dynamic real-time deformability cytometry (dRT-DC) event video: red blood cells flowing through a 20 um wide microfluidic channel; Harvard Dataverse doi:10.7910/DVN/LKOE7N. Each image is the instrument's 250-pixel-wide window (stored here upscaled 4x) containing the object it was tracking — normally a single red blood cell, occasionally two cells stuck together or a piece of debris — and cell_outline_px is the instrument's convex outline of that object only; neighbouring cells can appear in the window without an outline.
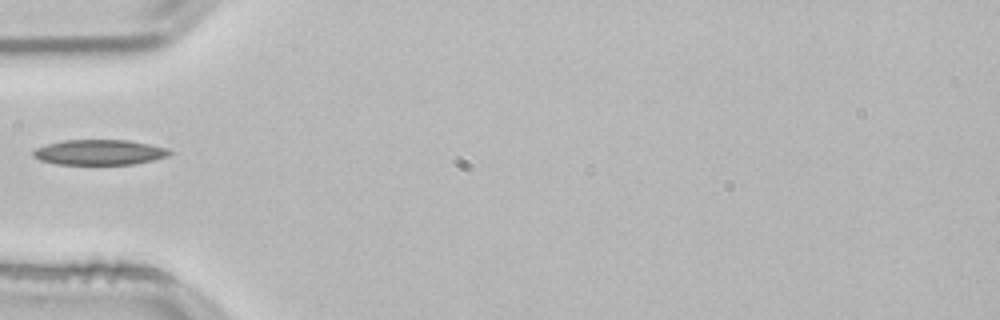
{"species": "common noctule bat (a hibernating species)", "species_latin": "Nyctalus noctula", "temperature_condition": "room temperature", "stored_images_in_passage": 37, "camera_frame_rate_fps": 3000, "um_per_image_px": 0.085, "animal": {"sex": "male", "body_mass_g": 21.5, "forearm_length_mm": 52.0}, "frame": {"image": 1, "passage_image": 1, "time_ms": 0.0, "image_size_px": [1000, 320], "cell_outline_px": [[172, 152], [168, 156], [136, 164], [56, 164], [40, 160], [32, 156], [32, 152], [36, 148], [48, 144], [64, 140], [128, 140], [168, 148]], "centroid_in_image_um": [8.45, 12.94], "position_along_channel_um": 76.6, "area_um2": 20.0}}
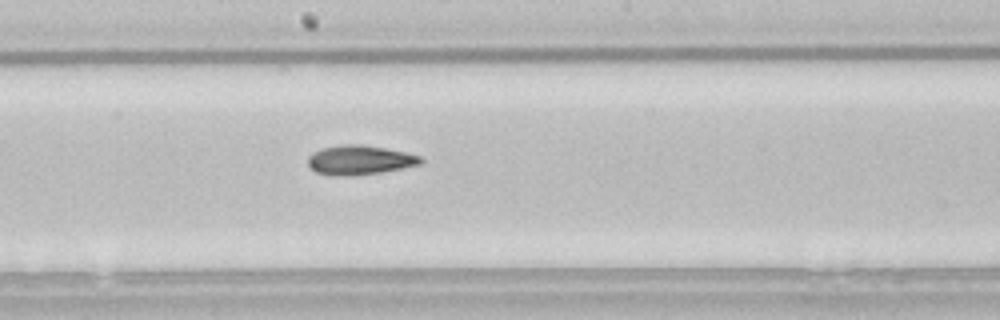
{"frame": {"image": 2, "passage_image": 12, "time_ms": 3.667, "image_size_px": [1000, 320], "cell_outline_px": [[424, 164], [380, 172], [352, 176], [332, 176], [316, 172], [308, 164], [308, 156], [312, 152], [324, 148], [344, 144], [360, 144], [384, 148], [404, 152], [420, 156], [424, 160]], "centroid_in_image_um": [30.58, 13.61], "position_along_channel_um": 217.6, "area_um2": 19.31}}
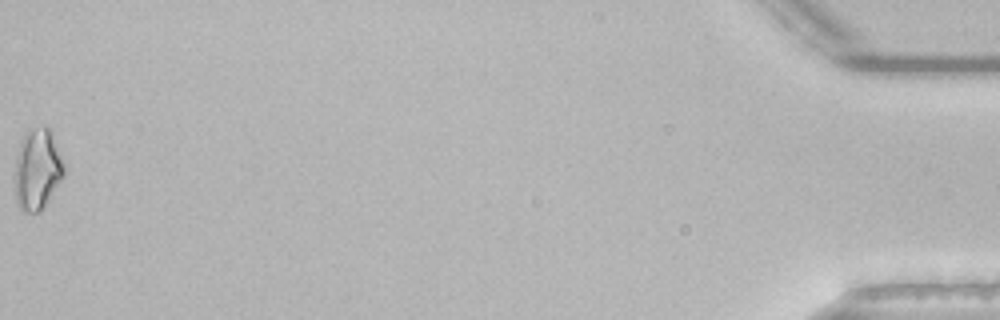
{"frame": {"image": 3, "passage_image": 37, "time_ms": 12.0, "image_size_px": [1000, 320], "cell_outline_px": [[64, 176], [40, 212], [24, 212], [16, 204], [16, 152], [20, 140], [24, 132], [28, 128], [44, 124], [52, 132], [64, 164]], "centroid_in_image_um": [3.17, 14.33], "position_along_channel_um": 432.0, "area_um2": 23.47}}